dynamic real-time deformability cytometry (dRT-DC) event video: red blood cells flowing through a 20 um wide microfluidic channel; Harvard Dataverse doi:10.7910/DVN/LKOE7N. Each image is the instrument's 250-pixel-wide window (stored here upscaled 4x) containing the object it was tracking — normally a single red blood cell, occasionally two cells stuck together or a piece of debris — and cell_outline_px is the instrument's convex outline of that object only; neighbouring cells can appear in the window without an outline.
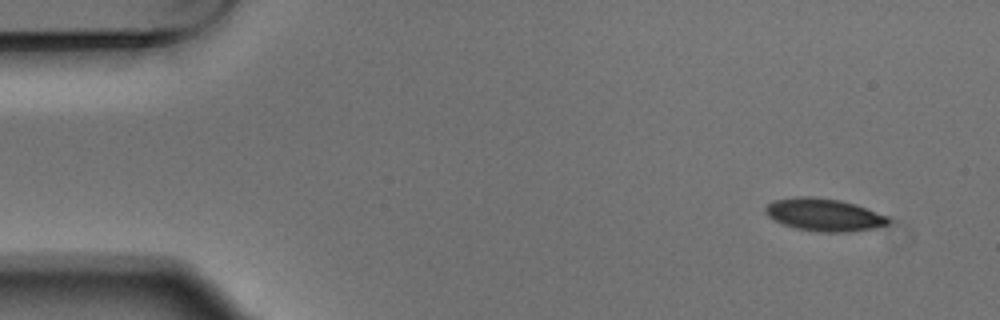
{"species": "Egyptian fruit bat (a non-hibernating species)", "species_latin": "Rousettus aegyptiacus", "temperature_condition": "warm", "stored_images_in_passage": 4, "camera_frame_rate_fps": 3000, "um_per_image_px": 0.085, "animal": {"sex": "male"}, "frame": {"image": 1, "passage_image": 1, "time_ms": 0.0, "image_size_px": [1000, 320], "cell_outline_px": [[888, 224], [872, 228], [848, 232], [820, 232], [796, 228], [772, 220], [764, 212], [764, 208], [772, 200], [796, 196], [812, 196], [840, 200], [856, 204], [888, 216]], "centroid_in_image_um": [69.99, 18.24], "position_along_channel_um": 15.0, "area_um2": 23.41}}
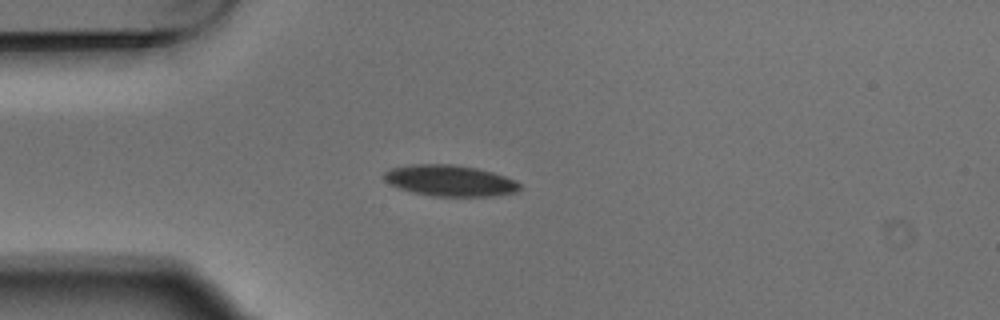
{"frame": {"image": 2, "passage_image": 4, "time_ms": 1.0, "image_size_px": [1000, 320], "cell_outline_px": [[520, 188], [516, 192], [492, 196], [432, 196], [412, 192], [400, 188], [384, 180], [384, 172], [392, 168], [412, 164], [452, 164], [476, 168], [492, 172], [516, 180], [520, 184]], "centroid_in_image_um": [38.25, 15.35], "position_along_channel_um": 46.7, "area_um2": 24.45}}